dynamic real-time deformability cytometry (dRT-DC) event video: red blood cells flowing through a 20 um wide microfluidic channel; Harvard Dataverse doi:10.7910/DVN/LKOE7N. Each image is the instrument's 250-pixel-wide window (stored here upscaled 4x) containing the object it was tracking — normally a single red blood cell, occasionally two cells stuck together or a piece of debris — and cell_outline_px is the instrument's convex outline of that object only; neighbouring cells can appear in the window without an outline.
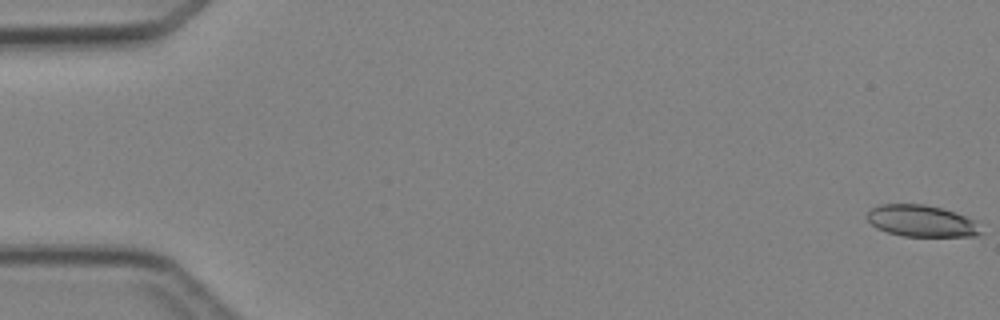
{"species": "Egyptian fruit bat (a non-hibernating species)", "species_latin": "Rousettus aegyptiacus", "temperature_condition": "cold", "stored_images_in_passage": 5, "camera_frame_rate_fps": 3000, "um_per_image_px": 0.085, "animal": {"sex": "female"}, "frame": {"image": 1, "passage_image": 1, "time_ms": 0.0, "image_size_px": [1000, 320], "cell_outline_px": [[984, 232], [976, 236], [904, 236], [888, 232], [876, 228], [868, 220], [868, 212], [872, 208], [880, 204], [924, 204], [940, 208], [964, 216], [972, 220]], "centroid_in_image_um": [78.31, 18.79], "position_along_channel_um": 6.7, "area_um2": 20.63}}